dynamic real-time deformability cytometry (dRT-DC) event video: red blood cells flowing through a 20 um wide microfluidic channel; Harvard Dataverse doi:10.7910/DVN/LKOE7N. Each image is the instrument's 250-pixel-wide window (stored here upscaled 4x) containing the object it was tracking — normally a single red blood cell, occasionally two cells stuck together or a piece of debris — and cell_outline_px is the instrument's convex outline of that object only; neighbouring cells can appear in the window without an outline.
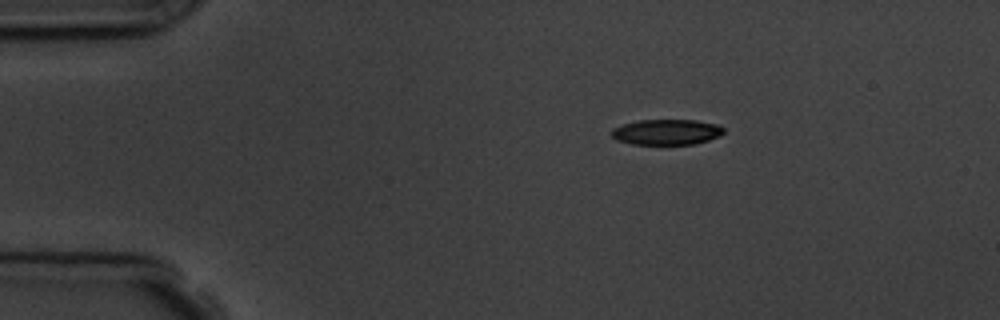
{"species": "common noctule bat (a hibernating species)", "species_latin": "Nyctalus noctula", "temperature_condition": "room temperature", "stored_images_in_passage": 2, "camera_frame_rate_fps": 3000, "um_per_image_px": 0.085, "animal": {"sex": "male", "body_mass_g": 19.5, "forearm_length_mm": 54.6}, "frame": {"image": 1, "passage_image": 1, "time_ms": 0.0, "image_size_px": [1000, 320], "cell_outline_px": [[724, 132], [720, 136], [696, 144], [632, 144], [616, 140], [608, 132], [612, 128], [636, 120], [696, 120], [720, 124], [724, 128]], "centroid_in_image_um": [56.66, 11.22], "position_along_channel_um": 28.3, "area_um2": 16.94}}